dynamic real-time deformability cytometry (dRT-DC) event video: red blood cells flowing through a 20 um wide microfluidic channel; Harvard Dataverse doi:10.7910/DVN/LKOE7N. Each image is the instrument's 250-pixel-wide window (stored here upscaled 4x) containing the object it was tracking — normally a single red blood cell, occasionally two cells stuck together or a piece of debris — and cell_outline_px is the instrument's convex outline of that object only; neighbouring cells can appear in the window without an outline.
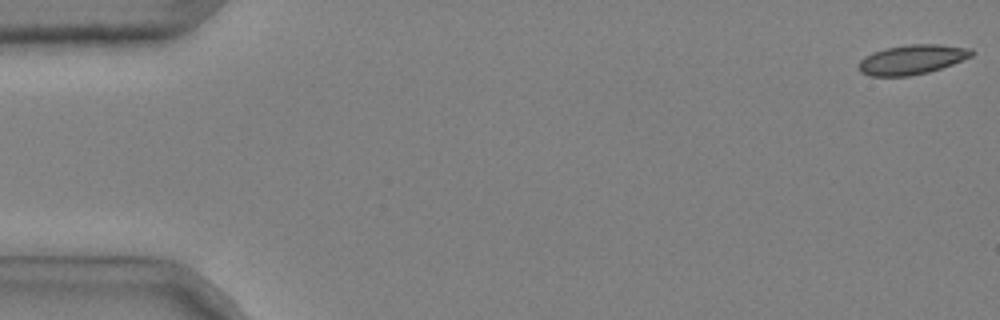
{"species": "common noctule bat (a hibernating species)", "species_latin": "Nyctalus noctula", "temperature_condition": "cold", "stored_images_in_passage": 12, "camera_frame_rate_fps": 3000, "um_per_image_px": 0.085, "animal": {"sex": "male", "body_mass_g": 20.4}, "frame": {"image": 1, "passage_image": 1, "time_ms": 0.0, "image_size_px": [1000, 320], "cell_outline_px": [[976, 52], [972, 56], [952, 64], [928, 72], [908, 76], [868, 76], [860, 72], [856, 64], [864, 56], [872, 52], [888, 48], [908, 44], [940, 44], [972, 48]], "centroid_in_image_um": [77.5, 5.06], "position_along_channel_um": 7.5, "area_um2": 19.65}}